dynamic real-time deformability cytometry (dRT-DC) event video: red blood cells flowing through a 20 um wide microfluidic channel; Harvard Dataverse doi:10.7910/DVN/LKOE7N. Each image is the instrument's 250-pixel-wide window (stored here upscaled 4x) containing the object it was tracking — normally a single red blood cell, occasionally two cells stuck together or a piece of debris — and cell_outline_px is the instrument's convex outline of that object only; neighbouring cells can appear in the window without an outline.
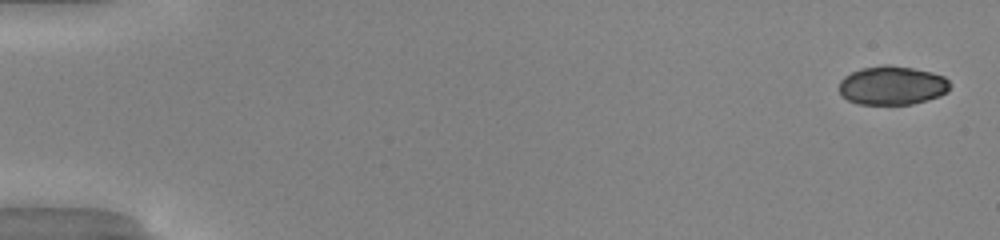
{"species": "common noctule bat (a hibernating species)", "species_latin": "Nyctalus noctula", "temperature_condition": "warm", "stored_images_in_passage": 31, "camera_frame_rate_fps": 3000, "um_per_image_px": 0.085, "animal": {"sex": "male", "body_mass_g": 20.0, "forearm_length_mm": 53.3}, "frame": {"image": 1, "passage_image": 2, "time_ms": 0.333, "image_size_px": [1000, 240], "cell_outline_px": [[948, 92], [940, 96], [928, 100], [912, 104], [856, 104], [840, 96], [840, 80], [844, 76], [860, 68], [884, 64], [888, 64], [912, 68], [932, 72], [944, 76], [948, 80]], "centroid_in_image_um": [75.81, 7.26], "position_along_channel_um": 9.2, "area_um2": 25.26}}
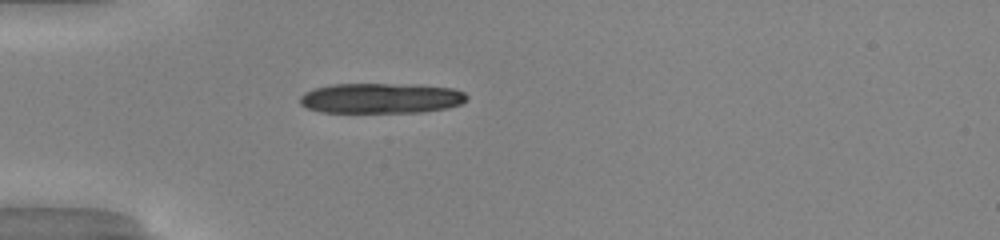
{"frame": {"image": 2, "passage_image": 16, "time_ms": 5.0, "image_size_px": [1000, 240], "cell_outline_px": [[468, 96], [460, 104], [448, 108], [420, 112], [320, 112], [308, 108], [300, 104], [300, 96], [304, 92], [316, 88], [332, 84], [420, 84], [452, 88], [464, 92]], "centroid_in_image_um": [32.39, 8.34], "position_along_channel_um": 52.6, "area_um2": 29.54}}